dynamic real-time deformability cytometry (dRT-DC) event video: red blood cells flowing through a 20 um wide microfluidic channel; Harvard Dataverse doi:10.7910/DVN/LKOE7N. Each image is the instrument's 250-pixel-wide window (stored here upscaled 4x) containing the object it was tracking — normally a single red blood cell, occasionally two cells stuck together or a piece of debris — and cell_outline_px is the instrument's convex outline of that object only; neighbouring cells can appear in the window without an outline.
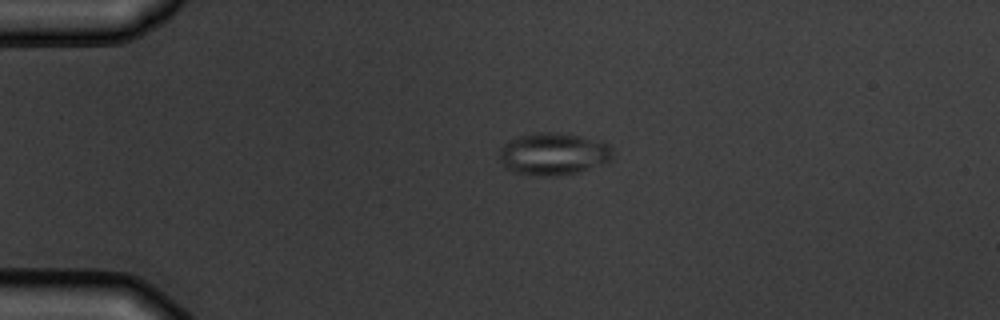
{"species": "common noctule bat (a hibernating species)", "species_latin": "Nyctalus noctula", "temperature_condition": "warm", "stored_images_in_passage": 2, "camera_frame_rate_fps": 3000, "um_per_image_px": 0.085, "animal": {"sex": "male", "body_mass_g": 19.5, "forearm_length_mm": 54.6}, "frame": {"image": 1, "passage_image": 1, "time_ms": 0.0, "image_size_px": [1000, 320], "cell_outline_px": [[612, 160], [604, 164], [576, 172], [560, 176], [532, 176], [512, 172], [504, 168], [500, 164], [500, 148], [508, 140], [532, 132], [560, 132], [580, 136], [608, 144], [612, 148]], "centroid_in_image_um": [46.99, 13.1], "position_along_channel_um": 38.0, "area_um2": 28.32}}